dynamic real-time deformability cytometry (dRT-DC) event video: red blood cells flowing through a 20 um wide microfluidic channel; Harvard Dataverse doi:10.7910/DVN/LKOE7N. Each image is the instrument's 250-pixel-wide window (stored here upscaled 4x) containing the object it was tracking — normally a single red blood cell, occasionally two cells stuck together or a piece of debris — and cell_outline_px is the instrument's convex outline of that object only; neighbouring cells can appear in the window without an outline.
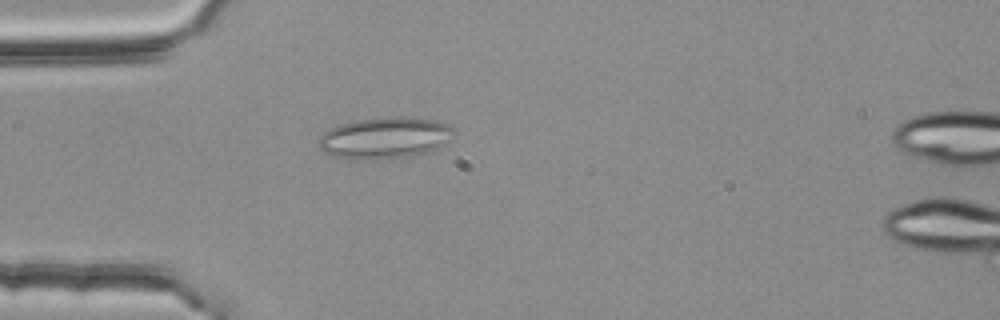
{"species": "common noctule bat (a hibernating species)", "species_latin": "Nyctalus noctula", "temperature_condition": "room temperature", "stored_images_in_passage": 29, "segment_of_instrument_passage": [1, 2], "camera_frame_rate_fps": 3000, "um_per_image_px": 0.085, "animal": {"sex": "female", "body_mass_g": 25.1}, "frame": {"image": 1, "passage_image": 1, "time_ms": 0.0, "image_size_px": [1000, 320], "cell_outline_px": [[456, 132], [452, 140], [440, 148], [428, 152], [400, 160], [352, 160], [332, 156], [324, 152], [316, 144], [316, 140], [328, 128], [340, 124], [356, 120], [396, 116], [404, 116], [432, 120], [448, 124], [456, 128]], "centroid_in_image_um": [32.74, 11.76], "position_along_channel_um": 52.3, "area_um2": 34.04}}